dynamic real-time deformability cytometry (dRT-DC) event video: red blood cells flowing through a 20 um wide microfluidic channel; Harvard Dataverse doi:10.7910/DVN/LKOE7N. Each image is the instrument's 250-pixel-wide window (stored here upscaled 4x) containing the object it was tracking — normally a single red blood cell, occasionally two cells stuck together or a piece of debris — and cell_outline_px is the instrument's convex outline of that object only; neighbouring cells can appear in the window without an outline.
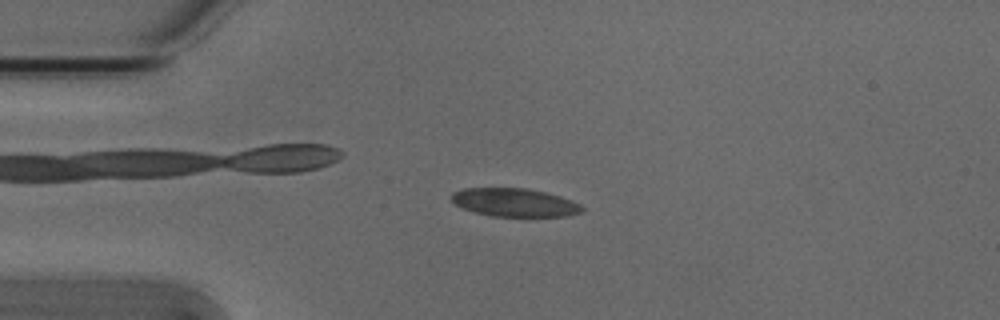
{"species": "Egyptian fruit bat (a non-hibernating species)", "species_latin": "Rousettus aegyptiacus", "temperature_condition": "cold", "stored_images_in_passage": 53, "camera_frame_rate_fps": 3000, "um_per_image_px": 0.085, "animal": {"sex": "male"}, "frame": {"image": 1, "passage_image": 12, "time_ms": 3.667, "image_size_px": [1000, 320], "cell_outline_px": [[584, 208], [580, 212], [568, 216], [492, 216], [476, 212], [464, 208], [456, 204], [452, 200], [452, 192], [464, 188], [524, 188], [544, 192], [560, 196], [572, 200], [580, 204]], "centroid_in_image_um": [43.75, 17.2], "position_along_channel_um": 41.2, "area_um2": 21.27}}
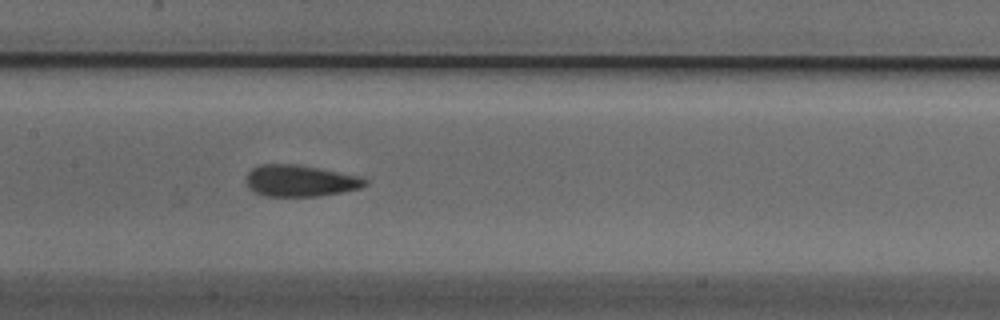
{"frame": {"image": 2, "passage_image": 25, "time_ms": 8.0, "image_size_px": [1000, 320], "cell_outline_px": [[368, 184], [360, 188], [320, 196], [264, 196], [248, 188], [244, 180], [244, 176], [252, 168], [260, 164], [296, 164], [356, 176], [368, 180]], "centroid_in_image_um": [25.43, 15.37], "position_along_channel_um": 182.0, "area_um2": 21.73}}
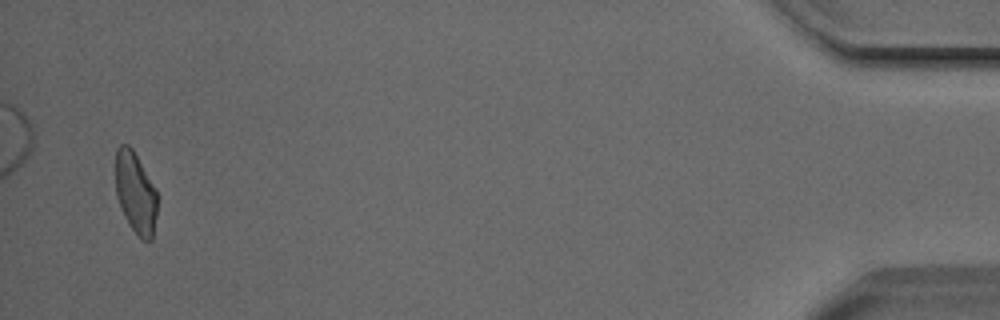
{"frame": {"image": 3, "passage_image": 51, "time_ms": 16.667, "image_size_px": [1000, 320], "cell_outline_px": [[156, 216], [152, 240], [144, 240], [128, 224], [124, 216], [116, 196], [116, 148], [120, 144], [128, 144], [132, 148], [156, 188]], "centroid_in_image_um": [11.51, 16.36], "position_along_channel_um": 423.7, "area_um2": 19.65}, "authors_computed_cell_mechanics": {"area_um2": 21.6172, "velocity_mm_per_s": 3.8135, "shape_relaxation_time_tau1_ms": 5.3653, "shape_relaxation_time_tau2_ms": 1.847, "deformation_change_tau1": 0.1273, "deformation_change_tau2": 0.0614}}